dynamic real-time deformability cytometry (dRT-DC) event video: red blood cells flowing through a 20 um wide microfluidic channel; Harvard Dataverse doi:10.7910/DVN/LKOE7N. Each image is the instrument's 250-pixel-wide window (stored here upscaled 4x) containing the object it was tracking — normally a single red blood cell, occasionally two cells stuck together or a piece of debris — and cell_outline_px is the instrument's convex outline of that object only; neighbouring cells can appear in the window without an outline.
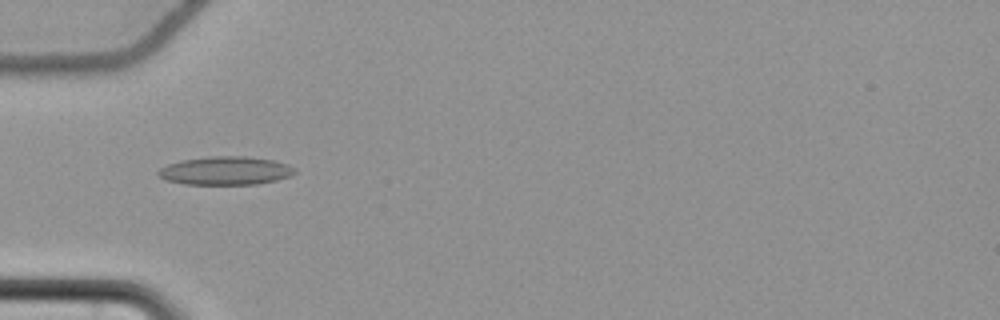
{"species": "common noctule bat (a hibernating species)", "species_latin": "Nyctalus noctula", "temperature_condition": "cold", "stored_images_in_passage": 26, "camera_frame_rate_fps": 3000, "um_per_image_px": 0.085, "animal": {"sex": "female", "body_mass_g": 22.7, "forearm_length_mm": 54.2}, "frame": {"image": 1, "passage_image": 1, "time_ms": 0.0, "image_size_px": [1000, 320], "cell_outline_px": [[296, 172], [288, 176], [276, 180], [256, 184], [184, 184], [164, 180], [156, 176], [156, 172], [160, 168], [168, 164], [180, 160], [212, 156], [244, 156], [272, 160], [288, 164], [296, 168]], "centroid_in_image_um": [19.12, 14.51], "position_along_channel_um": 65.9, "area_um2": 22.66}}
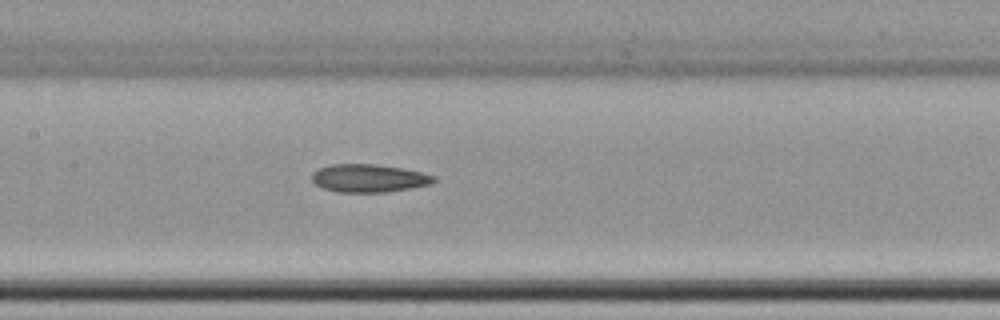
{"frame": {"image": 2, "passage_image": 10, "time_ms": 3.0, "image_size_px": [1000, 320], "cell_outline_px": [[436, 180], [428, 184], [388, 192], [336, 192], [320, 188], [312, 180], [312, 172], [320, 168], [332, 164], [376, 164], [404, 168], [436, 176]], "centroid_in_image_um": [31.31, 15.14], "position_along_channel_um": 176.1, "area_um2": 19.88}}
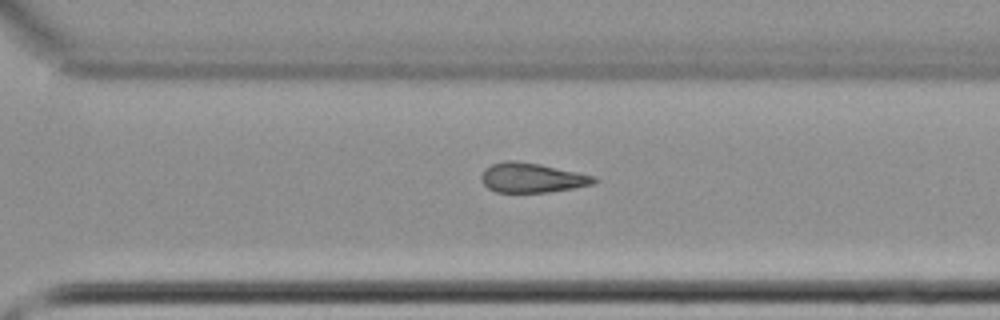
{"frame": {"image": 3, "passage_image": 22, "time_ms": 7.0, "image_size_px": [1000, 320], "cell_outline_px": [[600, 180], [592, 184], [572, 188], [548, 192], [496, 192], [488, 188], [480, 180], [480, 176], [484, 168], [492, 164], [504, 160], [516, 160], [540, 164], [596, 176]], "centroid_in_image_um": [45.19, 15.1], "position_along_channel_um": 325.4, "area_um2": 19.59}}